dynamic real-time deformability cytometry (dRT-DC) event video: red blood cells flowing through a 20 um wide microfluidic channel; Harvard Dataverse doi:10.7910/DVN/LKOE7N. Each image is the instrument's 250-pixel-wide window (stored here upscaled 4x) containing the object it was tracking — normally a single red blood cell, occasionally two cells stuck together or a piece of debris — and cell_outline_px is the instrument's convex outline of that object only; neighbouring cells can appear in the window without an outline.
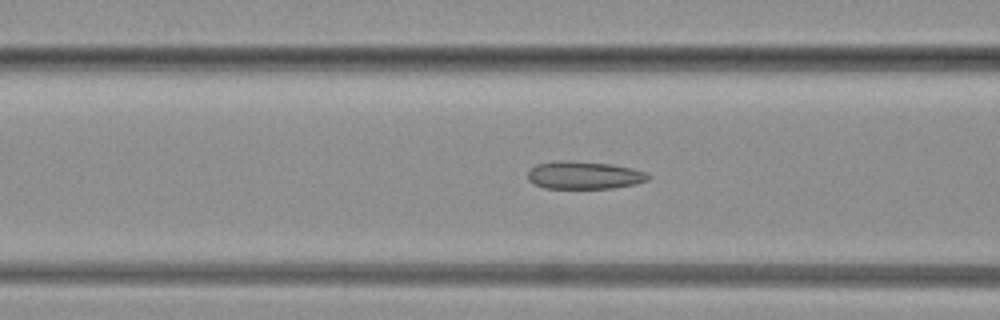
{"species": "common noctule bat (a hibernating species)", "species_latin": "Nyctalus noctula", "temperature_condition": "warm", "stored_images_in_passage": 66, "camera_frame_rate_fps": 3000, "um_per_image_px": 0.085, "animal": {"sex": "female", "body_mass_g": 19.3, "forearm_length_mm": 54.1}, "frame": {"image": 1, "passage_image": 20, "time_ms": 6.333, "image_size_px": [1000, 320], "cell_outline_px": [[652, 176], [648, 180], [636, 184], [612, 188], [544, 188], [528, 180], [528, 172], [536, 164], [572, 160], [612, 164], [632, 168], [648, 172]], "centroid_in_image_um": [49.72, 14.89], "position_along_channel_um": 116.9, "area_um2": 19.48}}
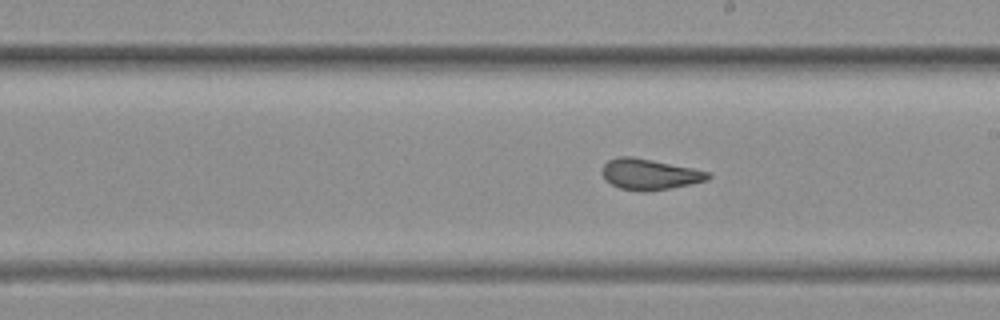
{"frame": {"image": 2, "passage_image": 34, "time_ms": 11.0, "image_size_px": [1000, 320], "cell_outline_px": [[712, 176], [708, 180], [648, 192], [640, 192], [620, 188], [604, 180], [600, 172], [604, 164], [608, 160], [620, 156], [632, 156], [692, 168], [708, 172]], "centroid_in_image_um": [55.15, 14.81], "position_along_channel_um": 233.8, "area_um2": 19.02}}
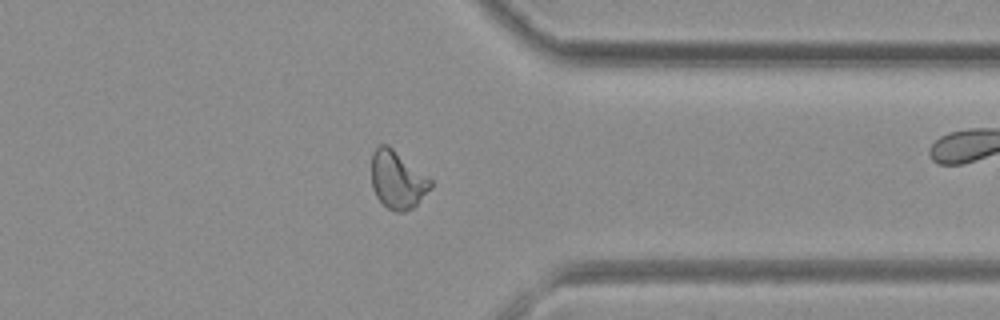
{"frame": {"image": 3, "passage_image": 52, "time_ms": 17.0, "image_size_px": [1000, 320], "cell_outline_px": [[432, 188], [412, 208], [404, 212], [396, 212], [388, 208], [376, 196], [372, 188], [372, 152], [380, 144], [388, 144], [432, 180]], "centroid_in_image_um": [33.78, 15.28], "position_along_channel_um": 377.6, "area_um2": 19.83}}